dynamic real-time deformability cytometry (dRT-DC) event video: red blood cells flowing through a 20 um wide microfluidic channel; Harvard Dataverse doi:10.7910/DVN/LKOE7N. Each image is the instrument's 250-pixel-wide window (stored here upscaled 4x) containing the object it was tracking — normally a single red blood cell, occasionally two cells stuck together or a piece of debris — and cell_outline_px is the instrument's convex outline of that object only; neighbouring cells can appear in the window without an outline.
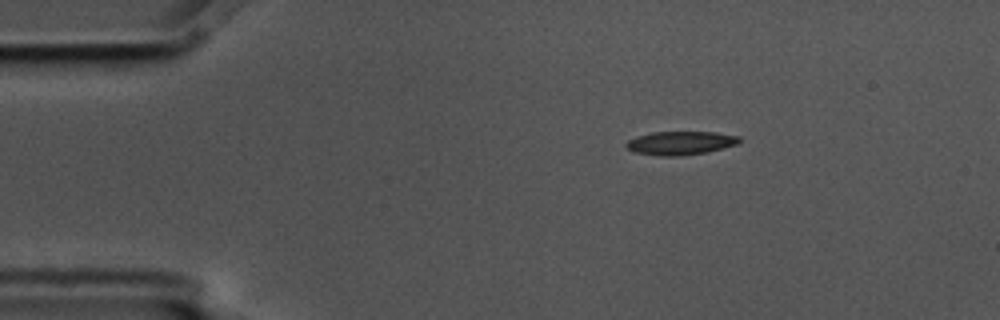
{"species": "common noctule bat (a hibernating species)", "species_latin": "Nyctalus noctula", "temperature_condition": "cold", "stored_images_in_passage": 3, "camera_frame_rate_fps": 3000, "um_per_image_px": 0.085, "animal": {"sex": "male", "body_mass_g": 17.5, "forearm_length_mm": 52.3}, "frame": {"image": 1, "passage_image": 1, "time_ms": 0.0, "image_size_px": [1000, 320], "cell_outline_px": [[740, 140], [736, 144], [708, 152], [680, 156], [660, 156], [632, 152], [624, 148], [624, 144], [628, 140], [636, 136], [652, 132], [716, 132], [740, 136]], "centroid_in_image_um": [57.77, 12.16], "position_along_channel_um": 27.2, "area_um2": 15.72}}
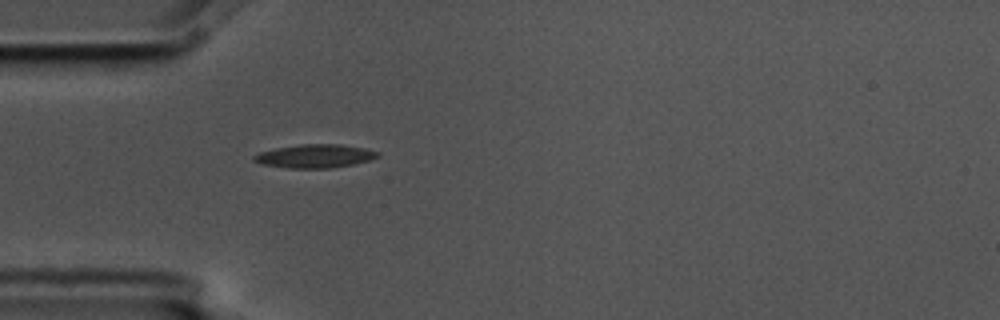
{"frame": {"image": 2, "passage_image": 3, "time_ms": 0.667, "image_size_px": [1000, 320], "cell_outline_px": [[380, 156], [368, 160], [352, 164], [332, 168], [288, 168], [260, 164], [252, 160], [252, 156], [260, 152], [276, 148], [300, 144], [340, 144], [364, 148], [380, 152]], "centroid_in_image_um": [26.74, 13.27], "position_along_channel_um": 58.3, "area_um2": 16.94}}